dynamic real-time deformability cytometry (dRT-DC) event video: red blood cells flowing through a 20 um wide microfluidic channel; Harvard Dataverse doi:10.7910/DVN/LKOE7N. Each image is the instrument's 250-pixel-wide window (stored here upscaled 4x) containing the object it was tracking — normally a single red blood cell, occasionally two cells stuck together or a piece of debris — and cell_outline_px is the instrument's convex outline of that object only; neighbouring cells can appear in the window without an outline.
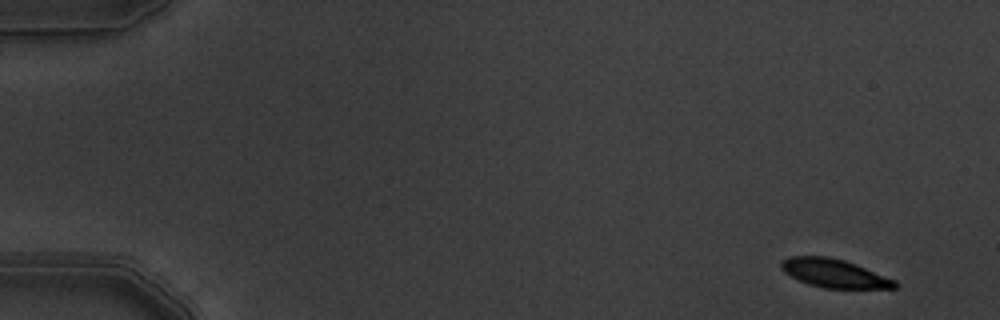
{"species": "common noctule bat (a hibernating species)", "species_latin": "Nyctalus noctula", "temperature_condition": "warm", "stored_images_in_passage": 6, "camera_frame_rate_fps": 3000, "um_per_image_px": 0.085, "animal": {"sex": "male", "body_mass_g": 19.5, "forearm_length_mm": 54.6}, "frame": {"image": 1, "passage_image": 1, "time_ms": 0.0, "image_size_px": [1000, 320], "cell_outline_px": [[900, 284], [896, 288], [824, 288], [808, 284], [784, 272], [780, 268], [780, 260], [788, 256], [828, 256], [844, 260], [856, 264], [896, 280]], "centroid_in_image_um": [70.9, 23.22], "position_along_channel_um": 14.1, "area_um2": 18.96}}
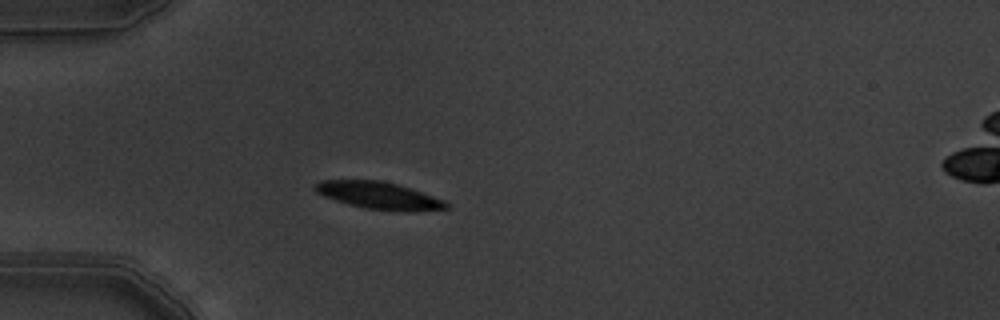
{"frame": {"image": 2, "passage_image": 5, "time_ms": 1.333, "image_size_px": [1000, 320], "cell_outline_px": [[448, 208], [364, 208], [336, 200], [324, 196], [316, 192], [316, 184], [320, 180], [384, 180], [444, 200], [448, 204]], "centroid_in_image_um": [32.06, 16.54], "position_along_channel_um": 52.9, "area_um2": 19.19}}